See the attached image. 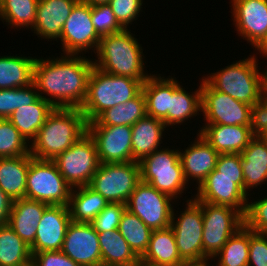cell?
I'll return each instance as SVG.
<instances>
[{"label": "cell", "mask_w": 267, "mask_h": 266, "mask_svg": "<svg viewBox=\"0 0 267 266\" xmlns=\"http://www.w3.org/2000/svg\"><path fill=\"white\" fill-rule=\"evenodd\" d=\"M71 223L68 206L49 205L42 215L36 230L31 253L62 250L67 227Z\"/></svg>", "instance_id": "d6986e66"}, {"label": "cell", "mask_w": 267, "mask_h": 266, "mask_svg": "<svg viewBox=\"0 0 267 266\" xmlns=\"http://www.w3.org/2000/svg\"><path fill=\"white\" fill-rule=\"evenodd\" d=\"M131 130L132 161L140 162L145 156L164 147L165 144L162 142H164L165 132L169 129L163 121L146 115L132 125Z\"/></svg>", "instance_id": "d4e9b609"}, {"label": "cell", "mask_w": 267, "mask_h": 266, "mask_svg": "<svg viewBox=\"0 0 267 266\" xmlns=\"http://www.w3.org/2000/svg\"><path fill=\"white\" fill-rule=\"evenodd\" d=\"M13 200L0 189V226L8 224Z\"/></svg>", "instance_id": "681fc988"}, {"label": "cell", "mask_w": 267, "mask_h": 266, "mask_svg": "<svg viewBox=\"0 0 267 266\" xmlns=\"http://www.w3.org/2000/svg\"><path fill=\"white\" fill-rule=\"evenodd\" d=\"M118 230L134 253L141 258L148 249L152 230L127 209L122 214Z\"/></svg>", "instance_id": "74e56055"}, {"label": "cell", "mask_w": 267, "mask_h": 266, "mask_svg": "<svg viewBox=\"0 0 267 266\" xmlns=\"http://www.w3.org/2000/svg\"><path fill=\"white\" fill-rule=\"evenodd\" d=\"M249 229L244 225L211 259L212 266H248ZM216 260V261H215ZM215 264V265H214Z\"/></svg>", "instance_id": "8d00e7d4"}, {"label": "cell", "mask_w": 267, "mask_h": 266, "mask_svg": "<svg viewBox=\"0 0 267 266\" xmlns=\"http://www.w3.org/2000/svg\"><path fill=\"white\" fill-rule=\"evenodd\" d=\"M24 266H35L32 262L28 263L27 265Z\"/></svg>", "instance_id": "9f6ffc18"}, {"label": "cell", "mask_w": 267, "mask_h": 266, "mask_svg": "<svg viewBox=\"0 0 267 266\" xmlns=\"http://www.w3.org/2000/svg\"><path fill=\"white\" fill-rule=\"evenodd\" d=\"M31 262L35 266H79L75 261L59 251H43L31 253Z\"/></svg>", "instance_id": "bcb514c9"}, {"label": "cell", "mask_w": 267, "mask_h": 266, "mask_svg": "<svg viewBox=\"0 0 267 266\" xmlns=\"http://www.w3.org/2000/svg\"><path fill=\"white\" fill-rule=\"evenodd\" d=\"M51 56L35 60L33 83L37 92L55 108L80 109L87 95L93 59L73 54Z\"/></svg>", "instance_id": "6da1fadb"}, {"label": "cell", "mask_w": 267, "mask_h": 266, "mask_svg": "<svg viewBox=\"0 0 267 266\" xmlns=\"http://www.w3.org/2000/svg\"><path fill=\"white\" fill-rule=\"evenodd\" d=\"M131 29L102 36L93 57V65L102 71L134 79H148L145 72V54Z\"/></svg>", "instance_id": "3957f363"}, {"label": "cell", "mask_w": 267, "mask_h": 266, "mask_svg": "<svg viewBox=\"0 0 267 266\" xmlns=\"http://www.w3.org/2000/svg\"><path fill=\"white\" fill-rule=\"evenodd\" d=\"M30 144L7 119H0V158L28 155Z\"/></svg>", "instance_id": "ab89813d"}, {"label": "cell", "mask_w": 267, "mask_h": 266, "mask_svg": "<svg viewBox=\"0 0 267 266\" xmlns=\"http://www.w3.org/2000/svg\"><path fill=\"white\" fill-rule=\"evenodd\" d=\"M94 139L100 163L132 162L131 126H87Z\"/></svg>", "instance_id": "e0dca14e"}, {"label": "cell", "mask_w": 267, "mask_h": 266, "mask_svg": "<svg viewBox=\"0 0 267 266\" xmlns=\"http://www.w3.org/2000/svg\"><path fill=\"white\" fill-rule=\"evenodd\" d=\"M199 84V88H196L194 92L193 89L192 92H188L179 80L174 75L172 76V97H170V111L167 114V128L173 127L174 129L184 125L183 123L189 119L192 120L194 116L202 114L201 80Z\"/></svg>", "instance_id": "484cf974"}, {"label": "cell", "mask_w": 267, "mask_h": 266, "mask_svg": "<svg viewBox=\"0 0 267 266\" xmlns=\"http://www.w3.org/2000/svg\"><path fill=\"white\" fill-rule=\"evenodd\" d=\"M146 80L112 75L94 66L88 80L87 95L80 108L87 123L106 109L134 98Z\"/></svg>", "instance_id": "5b68a950"}, {"label": "cell", "mask_w": 267, "mask_h": 266, "mask_svg": "<svg viewBox=\"0 0 267 266\" xmlns=\"http://www.w3.org/2000/svg\"><path fill=\"white\" fill-rule=\"evenodd\" d=\"M48 206L46 203L27 198L16 199L9 214L8 225L31 246L35 241L37 225Z\"/></svg>", "instance_id": "cb8c5ba5"}, {"label": "cell", "mask_w": 267, "mask_h": 266, "mask_svg": "<svg viewBox=\"0 0 267 266\" xmlns=\"http://www.w3.org/2000/svg\"><path fill=\"white\" fill-rule=\"evenodd\" d=\"M87 133V121L79 108H55L30 143V154L53 160Z\"/></svg>", "instance_id": "7a4b0ae2"}, {"label": "cell", "mask_w": 267, "mask_h": 266, "mask_svg": "<svg viewBox=\"0 0 267 266\" xmlns=\"http://www.w3.org/2000/svg\"><path fill=\"white\" fill-rule=\"evenodd\" d=\"M229 4L235 31L256 50L267 38V0H231Z\"/></svg>", "instance_id": "2e32d148"}, {"label": "cell", "mask_w": 267, "mask_h": 266, "mask_svg": "<svg viewBox=\"0 0 267 266\" xmlns=\"http://www.w3.org/2000/svg\"><path fill=\"white\" fill-rule=\"evenodd\" d=\"M39 0H0V20L8 28L29 31L36 19ZM8 24V25H7Z\"/></svg>", "instance_id": "d590c367"}, {"label": "cell", "mask_w": 267, "mask_h": 266, "mask_svg": "<svg viewBox=\"0 0 267 266\" xmlns=\"http://www.w3.org/2000/svg\"><path fill=\"white\" fill-rule=\"evenodd\" d=\"M252 200H248L244 225L255 233L267 234V195Z\"/></svg>", "instance_id": "7bdbcfd3"}, {"label": "cell", "mask_w": 267, "mask_h": 266, "mask_svg": "<svg viewBox=\"0 0 267 266\" xmlns=\"http://www.w3.org/2000/svg\"><path fill=\"white\" fill-rule=\"evenodd\" d=\"M195 190L193 198L197 201L229 206L246 214L249 198L244 193V176L218 175L215 169Z\"/></svg>", "instance_id": "9a60e30c"}, {"label": "cell", "mask_w": 267, "mask_h": 266, "mask_svg": "<svg viewBox=\"0 0 267 266\" xmlns=\"http://www.w3.org/2000/svg\"><path fill=\"white\" fill-rule=\"evenodd\" d=\"M31 259L30 246L8 224L0 226V266H24Z\"/></svg>", "instance_id": "e575fe53"}, {"label": "cell", "mask_w": 267, "mask_h": 266, "mask_svg": "<svg viewBox=\"0 0 267 266\" xmlns=\"http://www.w3.org/2000/svg\"><path fill=\"white\" fill-rule=\"evenodd\" d=\"M141 181L167 194L175 201L184 196L187 183L179 159V148L162 147L145 156L140 162ZM183 193V194H182ZM179 198V199H178ZM178 199V200H177Z\"/></svg>", "instance_id": "8992f818"}, {"label": "cell", "mask_w": 267, "mask_h": 266, "mask_svg": "<svg viewBox=\"0 0 267 266\" xmlns=\"http://www.w3.org/2000/svg\"><path fill=\"white\" fill-rule=\"evenodd\" d=\"M127 266H140V263H138V264H132V265H127Z\"/></svg>", "instance_id": "6f0895ef"}, {"label": "cell", "mask_w": 267, "mask_h": 266, "mask_svg": "<svg viewBox=\"0 0 267 266\" xmlns=\"http://www.w3.org/2000/svg\"><path fill=\"white\" fill-rule=\"evenodd\" d=\"M146 99L142 90L132 99L106 109L87 126H132L146 116Z\"/></svg>", "instance_id": "4dcf8cb0"}, {"label": "cell", "mask_w": 267, "mask_h": 266, "mask_svg": "<svg viewBox=\"0 0 267 266\" xmlns=\"http://www.w3.org/2000/svg\"><path fill=\"white\" fill-rule=\"evenodd\" d=\"M196 135L194 142L191 141L185 150L179 149V159L187 183L195 185L194 182H196L194 187L198 188L205 178L215 170L219 153L198 132Z\"/></svg>", "instance_id": "ffe728a7"}, {"label": "cell", "mask_w": 267, "mask_h": 266, "mask_svg": "<svg viewBox=\"0 0 267 266\" xmlns=\"http://www.w3.org/2000/svg\"><path fill=\"white\" fill-rule=\"evenodd\" d=\"M146 99V114L164 122L167 127V114L172 97V74L165 78L162 74H152L142 84Z\"/></svg>", "instance_id": "83f0119b"}, {"label": "cell", "mask_w": 267, "mask_h": 266, "mask_svg": "<svg viewBox=\"0 0 267 266\" xmlns=\"http://www.w3.org/2000/svg\"><path fill=\"white\" fill-rule=\"evenodd\" d=\"M140 262L153 266H182L186 264L179 255L171 227L152 230L148 249L140 258Z\"/></svg>", "instance_id": "4316f807"}, {"label": "cell", "mask_w": 267, "mask_h": 266, "mask_svg": "<svg viewBox=\"0 0 267 266\" xmlns=\"http://www.w3.org/2000/svg\"><path fill=\"white\" fill-rule=\"evenodd\" d=\"M257 133L267 138V94H265L263 102L258 109Z\"/></svg>", "instance_id": "c3c4849f"}, {"label": "cell", "mask_w": 267, "mask_h": 266, "mask_svg": "<svg viewBox=\"0 0 267 266\" xmlns=\"http://www.w3.org/2000/svg\"><path fill=\"white\" fill-rule=\"evenodd\" d=\"M55 107L43 98L28 106L22 105L7 119L30 144Z\"/></svg>", "instance_id": "f546056e"}, {"label": "cell", "mask_w": 267, "mask_h": 266, "mask_svg": "<svg viewBox=\"0 0 267 266\" xmlns=\"http://www.w3.org/2000/svg\"><path fill=\"white\" fill-rule=\"evenodd\" d=\"M175 203L180 205L167 194L140 181L130 195L126 209L138 216L151 230H162L170 227L173 209L177 207Z\"/></svg>", "instance_id": "4fadbf2b"}, {"label": "cell", "mask_w": 267, "mask_h": 266, "mask_svg": "<svg viewBox=\"0 0 267 266\" xmlns=\"http://www.w3.org/2000/svg\"><path fill=\"white\" fill-rule=\"evenodd\" d=\"M126 210V204L109 203L90 224L97 232L106 230L115 231L119 228L123 212Z\"/></svg>", "instance_id": "ee69618b"}, {"label": "cell", "mask_w": 267, "mask_h": 266, "mask_svg": "<svg viewBox=\"0 0 267 266\" xmlns=\"http://www.w3.org/2000/svg\"><path fill=\"white\" fill-rule=\"evenodd\" d=\"M244 176V193L261 188L267 182V138L258 133L250 140L247 147L240 153ZM252 189V190H251Z\"/></svg>", "instance_id": "603a6c76"}, {"label": "cell", "mask_w": 267, "mask_h": 266, "mask_svg": "<svg viewBox=\"0 0 267 266\" xmlns=\"http://www.w3.org/2000/svg\"><path fill=\"white\" fill-rule=\"evenodd\" d=\"M32 156L0 158V189L13 201L25 198L27 172Z\"/></svg>", "instance_id": "f1b7e54d"}, {"label": "cell", "mask_w": 267, "mask_h": 266, "mask_svg": "<svg viewBox=\"0 0 267 266\" xmlns=\"http://www.w3.org/2000/svg\"><path fill=\"white\" fill-rule=\"evenodd\" d=\"M249 56L236 60L230 65L227 64L224 68L217 69L216 72L204 74L203 78L215 90L249 104L258 111L265 96L263 75L255 52Z\"/></svg>", "instance_id": "277c9868"}, {"label": "cell", "mask_w": 267, "mask_h": 266, "mask_svg": "<svg viewBox=\"0 0 267 266\" xmlns=\"http://www.w3.org/2000/svg\"><path fill=\"white\" fill-rule=\"evenodd\" d=\"M198 133L219 153H241L257 134V126L204 124Z\"/></svg>", "instance_id": "44dd1931"}, {"label": "cell", "mask_w": 267, "mask_h": 266, "mask_svg": "<svg viewBox=\"0 0 267 266\" xmlns=\"http://www.w3.org/2000/svg\"><path fill=\"white\" fill-rule=\"evenodd\" d=\"M101 36L91 19V6L78 1L73 7L70 16L66 19L59 38L61 54L85 55L96 52ZM87 52V53H86Z\"/></svg>", "instance_id": "5bb4252c"}, {"label": "cell", "mask_w": 267, "mask_h": 266, "mask_svg": "<svg viewBox=\"0 0 267 266\" xmlns=\"http://www.w3.org/2000/svg\"><path fill=\"white\" fill-rule=\"evenodd\" d=\"M267 59V57H265ZM262 75H263V88L265 94H267V68L265 70H262Z\"/></svg>", "instance_id": "f5cc1de1"}, {"label": "cell", "mask_w": 267, "mask_h": 266, "mask_svg": "<svg viewBox=\"0 0 267 266\" xmlns=\"http://www.w3.org/2000/svg\"><path fill=\"white\" fill-rule=\"evenodd\" d=\"M79 0H39L36 19L31 32L38 38L57 41L66 19Z\"/></svg>", "instance_id": "7402d4cb"}, {"label": "cell", "mask_w": 267, "mask_h": 266, "mask_svg": "<svg viewBox=\"0 0 267 266\" xmlns=\"http://www.w3.org/2000/svg\"><path fill=\"white\" fill-rule=\"evenodd\" d=\"M248 266H267V234L249 229Z\"/></svg>", "instance_id": "f6af8a7d"}, {"label": "cell", "mask_w": 267, "mask_h": 266, "mask_svg": "<svg viewBox=\"0 0 267 266\" xmlns=\"http://www.w3.org/2000/svg\"><path fill=\"white\" fill-rule=\"evenodd\" d=\"M36 57L25 55L0 56V90L25 87L33 83Z\"/></svg>", "instance_id": "d6a6232c"}, {"label": "cell", "mask_w": 267, "mask_h": 266, "mask_svg": "<svg viewBox=\"0 0 267 266\" xmlns=\"http://www.w3.org/2000/svg\"><path fill=\"white\" fill-rule=\"evenodd\" d=\"M140 266H153V265H148V264H145V263H141L140 262Z\"/></svg>", "instance_id": "11a10c76"}, {"label": "cell", "mask_w": 267, "mask_h": 266, "mask_svg": "<svg viewBox=\"0 0 267 266\" xmlns=\"http://www.w3.org/2000/svg\"><path fill=\"white\" fill-rule=\"evenodd\" d=\"M91 19L96 32L101 37L120 32L124 29L116 20L115 15L108 4L91 6Z\"/></svg>", "instance_id": "60d3db41"}, {"label": "cell", "mask_w": 267, "mask_h": 266, "mask_svg": "<svg viewBox=\"0 0 267 266\" xmlns=\"http://www.w3.org/2000/svg\"><path fill=\"white\" fill-rule=\"evenodd\" d=\"M40 98L34 83L20 88L0 90V119L8 118L20 106H28Z\"/></svg>", "instance_id": "f35d334b"}, {"label": "cell", "mask_w": 267, "mask_h": 266, "mask_svg": "<svg viewBox=\"0 0 267 266\" xmlns=\"http://www.w3.org/2000/svg\"><path fill=\"white\" fill-rule=\"evenodd\" d=\"M191 195L184 198L182 204L185 209L180 208V214L173 209L170 227L174 232V237L179 255L186 263L203 262V212L202 202L197 201ZM186 199V200H185ZM177 212V213H175ZM178 216V217H177Z\"/></svg>", "instance_id": "ba28073f"}, {"label": "cell", "mask_w": 267, "mask_h": 266, "mask_svg": "<svg viewBox=\"0 0 267 266\" xmlns=\"http://www.w3.org/2000/svg\"><path fill=\"white\" fill-rule=\"evenodd\" d=\"M144 0H110L111 7L116 20L124 29H130L143 11ZM134 22V23H133Z\"/></svg>", "instance_id": "b9f144b4"}, {"label": "cell", "mask_w": 267, "mask_h": 266, "mask_svg": "<svg viewBox=\"0 0 267 266\" xmlns=\"http://www.w3.org/2000/svg\"><path fill=\"white\" fill-rule=\"evenodd\" d=\"M108 204L89 185L72 188L68 203L71 221L90 223Z\"/></svg>", "instance_id": "1f68e13d"}, {"label": "cell", "mask_w": 267, "mask_h": 266, "mask_svg": "<svg viewBox=\"0 0 267 266\" xmlns=\"http://www.w3.org/2000/svg\"><path fill=\"white\" fill-rule=\"evenodd\" d=\"M80 1L87 3L90 6H93L98 4H108L110 0H80Z\"/></svg>", "instance_id": "816d5d0a"}, {"label": "cell", "mask_w": 267, "mask_h": 266, "mask_svg": "<svg viewBox=\"0 0 267 266\" xmlns=\"http://www.w3.org/2000/svg\"><path fill=\"white\" fill-rule=\"evenodd\" d=\"M203 212V262L222 249L228 239L244 226V216L229 206L202 202Z\"/></svg>", "instance_id": "30bf717a"}, {"label": "cell", "mask_w": 267, "mask_h": 266, "mask_svg": "<svg viewBox=\"0 0 267 266\" xmlns=\"http://www.w3.org/2000/svg\"><path fill=\"white\" fill-rule=\"evenodd\" d=\"M208 262L209 261L202 262V263H186L182 266H212V262L211 261L209 262L211 265Z\"/></svg>", "instance_id": "db71d44e"}, {"label": "cell", "mask_w": 267, "mask_h": 266, "mask_svg": "<svg viewBox=\"0 0 267 266\" xmlns=\"http://www.w3.org/2000/svg\"><path fill=\"white\" fill-rule=\"evenodd\" d=\"M201 106L205 124L257 126L258 111L253 106L215 90L203 77Z\"/></svg>", "instance_id": "52a82bcc"}, {"label": "cell", "mask_w": 267, "mask_h": 266, "mask_svg": "<svg viewBox=\"0 0 267 266\" xmlns=\"http://www.w3.org/2000/svg\"><path fill=\"white\" fill-rule=\"evenodd\" d=\"M61 251L79 266L102 265L97 231L90 223L71 221Z\"/></svg>", "instance_id": "ac0fdd59"}, {"label": "cell", "mask_w": 267, "mask_h": 266, "mask_svg": "<svg viewBox=\"0 0 267 266\" xmlns=\"http://www.w3.org/2000/svg\"><path fill=\"white\" fill-rule=\"evenodd\" d=\"M53 161L71 188L89 185L100 165L95 141L88 132Z\"/></svg>", "instance_id": "7c38bea8"}, {"label": "cell", "mask_w": 267, "mask_h": 266, "mask_svg": "<svg viewBox=\"0 0 267 266\" xmlns=\"http://www.w3.org/2000/svg\"><path fill=\"white\" fill-rule=\"evenodd\" d=\"M140 181V164L137 161L100 163L89 186L109 203L126 204Z\"/></svg>", "instance_id": "8fae6325"}, {"label": "cell", "mask_w": 267, "mask_h": 266, "mask_svg": "<svg viewBox=\"0 0 267 266\" xmlns=\"http://www.w3.org/2000/svg\"><path fill=\"white\" fill-rule=\"evenodd\" d=\"M254 52L256 54H259L262 60H263V57H267V38L263 41V43L256 50H254Z\"/></svg>", "instance_id": "f907efd6"}, {"label": "cell", "mask_w": 267, "mask_h": 266, "mask_svg": "<svg viewBox=\"0 0 267 266\" xmlns=\"http://www.w3.org/2000/svg\"><path fill=\"white\" fill-rule=\"evenodd\" d=\"M71 190L53 160L32 158L27 172L25 198L48 205L68 206Z\"/></svg>", "instance_id": "9c48e42d"}, {"label": "cell", "mask_w": 267, "mask_h": 266, "mask_svg": "<svg viewBox=\"0 0 267 266\" xmlns=\"http://www.w3.org/2000/svg\"><path fill=\"white\" fill-rule=\"evenodd\" d=\"M215 169L218 175L243 176L241 154H219Z\"/></svg>", "instance_id": "7dc6e473"}, {"label": "cell", "mask_w": 267, "mask_h": 266, "mask_svg": "<svg viewBox=\"0 0 267 266\" xmlns=\"http://www.w3.org/2000/svg\"><path fill=\"white\" fill-rule=\"evenodd\" d=\"M102 266H127L140 263V258L130 248L117 229L97 232Z\"/></svg>", "instance_id": "836d02e7"}]
</instances>
